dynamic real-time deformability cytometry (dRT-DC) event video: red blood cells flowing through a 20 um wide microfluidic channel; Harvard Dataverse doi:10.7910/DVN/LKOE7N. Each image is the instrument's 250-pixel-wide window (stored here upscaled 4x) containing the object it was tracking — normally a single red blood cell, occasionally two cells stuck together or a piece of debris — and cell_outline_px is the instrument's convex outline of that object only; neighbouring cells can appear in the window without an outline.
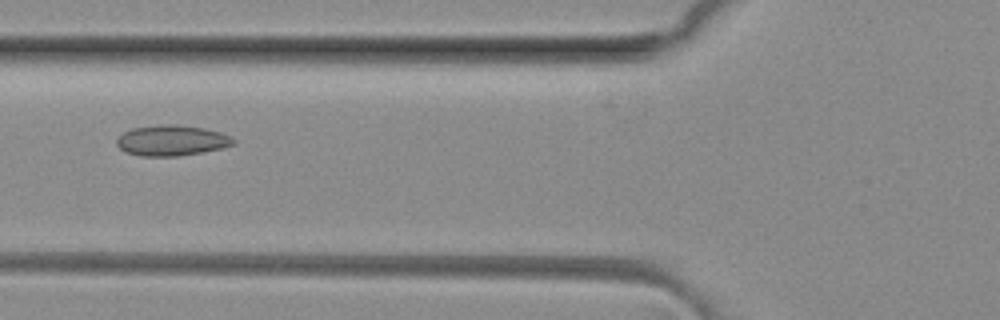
{"species": "common noctule bat (a hibernating species)", "species_latin": "Nyctalus noctula", "temperature_condition": "room temperature", "stored_images_in_passage": 4, "camera_frame_rate_fps": 3000, "um_per_image_px": 0.085, "animal": {"sex": "female", "body_mass_g": 29.2, "forearm_length_mm": 56.3}, "frame": {"image": 1, "passage_image": 4, "time_ms": 1.0, "image_size_px": [1000, 320], "cell_outline_px": [[236, 144], [220, 148], [200, 152], [176, 156], [140, 156], [124, 152], [116, 144], [116, 140], [124, 132], [132, 128], [160, 124], [176, 124], [204, 128], [220, 132], [232, 136], [236, 140]], "centroid_in_image_um": [14.59, 11.93], "position_along_channel_um": 111.2, "area_um2": 20.87}}